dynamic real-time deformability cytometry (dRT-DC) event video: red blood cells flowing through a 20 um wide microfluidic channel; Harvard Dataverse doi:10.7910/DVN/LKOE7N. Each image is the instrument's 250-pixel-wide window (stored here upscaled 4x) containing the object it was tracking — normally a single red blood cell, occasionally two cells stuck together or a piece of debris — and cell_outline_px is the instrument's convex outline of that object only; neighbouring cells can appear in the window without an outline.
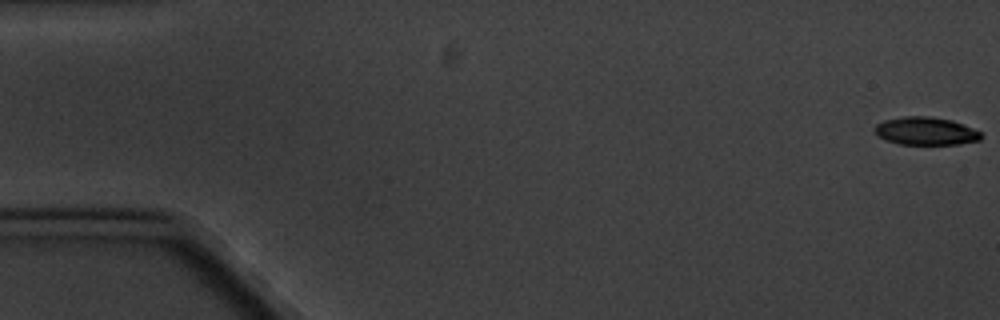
{"species": "common noctule bat (a hibernating species)", "species_latin": "Nyctalus noctula", "temperature_condition": "cold", "stored_images_in_passage": 7, "camera_frame_rate_fps": 3000, "um_per_image_px": 0.085, "animal": {"sex": "male", "body_mass_g": 20.1, "forearm_length_mm": 53.5}, "frame": {"image": 1, "passage_image": 1, "time_ms": 0.0, "image_size_px": [1000, 320], "cell_outline_px": [[984, 136], [980, 140], [960, 144], [900, 144], [876, 136], [872, 128], [876, 124], [884, 120], [904, 116], [928, 116], [952, 120], [964, 124], [980, 132]], "centroid_in_image_um": [78.68, 11.13], "position_along_channel_um": 6.3, "area_um2": 17.46}}